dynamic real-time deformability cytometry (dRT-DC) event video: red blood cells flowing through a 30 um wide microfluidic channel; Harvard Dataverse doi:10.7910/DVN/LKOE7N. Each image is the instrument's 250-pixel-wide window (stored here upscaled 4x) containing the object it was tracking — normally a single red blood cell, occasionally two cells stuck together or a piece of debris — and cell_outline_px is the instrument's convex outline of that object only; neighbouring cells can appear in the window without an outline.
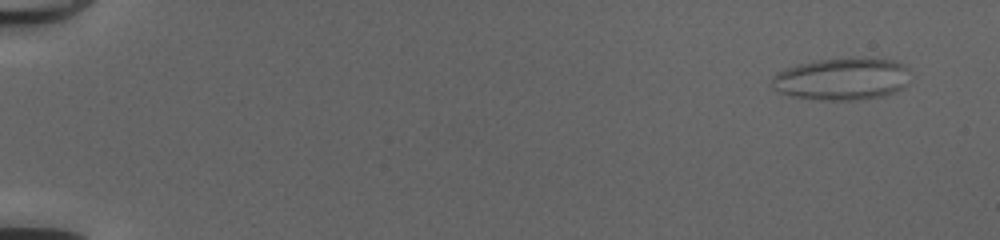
{"species": "common noctule bat (a hibernating species)", "species_latin": "Nyctalus noctula", "temperature_condition": "cold", "stored_images_in_passage": 53, "camera_frame_rate_fps": 3000, "um_per_image_px": 0.085, "animal": {"sex": "female", "body_mass_g": 20.0, "forearm_length_mm": 54.0}, "frame": {"image": 1, "passage_image": 4, "time_ms": 1.0, "image_size_px": [1000, 240], "cell_outline_px": [[904, 68], [900, 88], [884, 96], [852, 100], [820, 100], [796, 96], [780, 92], [776, 88], [772, 80], [780, 72], [788, 68], [800, 64], [820, 60], [892, 60], [900, 64]], "centroid_in_image_um": [71.47, 6.75], "position_along_channel_um": 13.5, "area_um2": 31.73}}
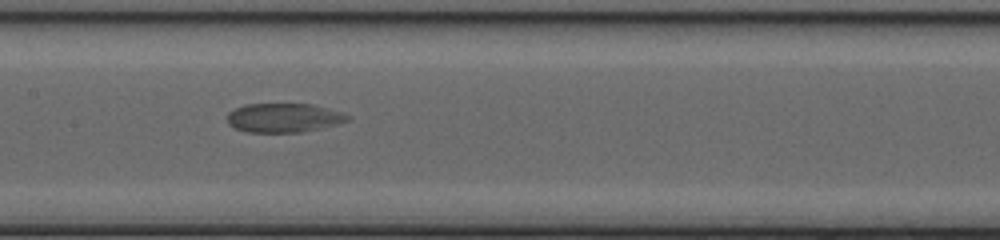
{"frame": {"image": 2, "passage_image": 29, "time_ms": 9.333, "image_size_px": [1000, 240], "cell_outline_px": [[348, 120], [336, 124], [304, 132], [248, 132], [236, 128], [228, 124], [228, 112], [244, 104], [312, 104], [340, 112], [348, 116]], "centroid_in_image_um": [24.08, 10.01], "position_along_channel_um": 183.3, "area_um2": 20.11}}
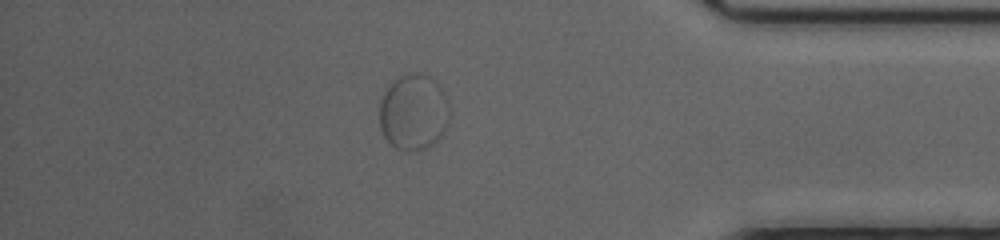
{"frame": {"image": 3, "passage_image": 47, "time_ms": 15.333, "image_size_px": [1000, 240], "cell_outline_px": [[444, 128], [440, 136], [428, 148], [416, 152], [408, 152], [396, 148], [384, 136], [380, 128], [380, 100], [384, 92], [396, 76], [412, 72], [428, 76], [444, 92]], "centroid_in_image_um": [35.05, 9.55], "position_along_channel_um": 400.2, "area_um2": 30.17}}